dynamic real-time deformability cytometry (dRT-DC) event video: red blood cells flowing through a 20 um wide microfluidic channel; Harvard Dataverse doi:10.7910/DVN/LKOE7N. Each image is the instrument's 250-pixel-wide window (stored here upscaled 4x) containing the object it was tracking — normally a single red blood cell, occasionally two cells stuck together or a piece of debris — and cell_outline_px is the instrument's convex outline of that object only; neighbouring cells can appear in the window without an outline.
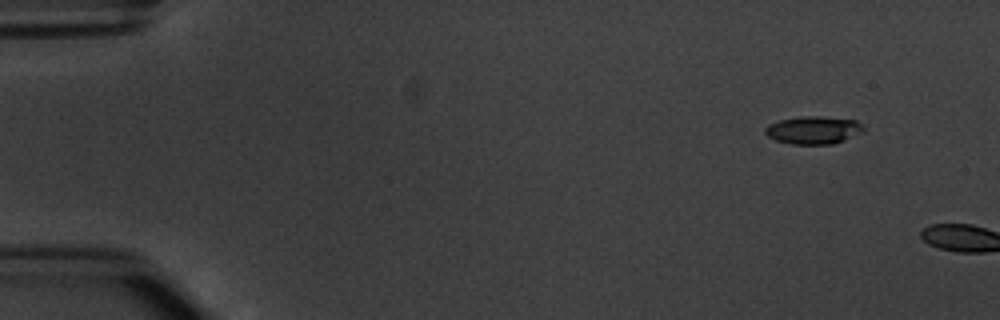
{"species": "common noctule bat (a hibernating species)", "species_latin": "Nyctalus noctula", "temperature_condition": "warm", "stored_images_in_passage": 6, "segment_of_instrument_passage": [2, 2], "camera_frame_rate_fps": 3000, "um_per_image_px": 0.085, "animal": {"sex": "male", "body_mass_g": 20.1, "forearm_length_mm": 53.5}, "frame": {"image": 1, "passage_image": 6, "time_ms": 6.667, "image_size_px": [1000, 320], "cell_outline_px": [[864, 132], [844, 140], [832, 144], [792, 144], [776, 140], [768, 136], [764, 132], [764, 128], [768, 124], [780, 120], [804, 116], [820, 116], [856, 120], [864, 124]], "centroid_in_image_um": [69.17, 11.05], "position_along_channel_um": 15.8, "area_um2": 16.01}}